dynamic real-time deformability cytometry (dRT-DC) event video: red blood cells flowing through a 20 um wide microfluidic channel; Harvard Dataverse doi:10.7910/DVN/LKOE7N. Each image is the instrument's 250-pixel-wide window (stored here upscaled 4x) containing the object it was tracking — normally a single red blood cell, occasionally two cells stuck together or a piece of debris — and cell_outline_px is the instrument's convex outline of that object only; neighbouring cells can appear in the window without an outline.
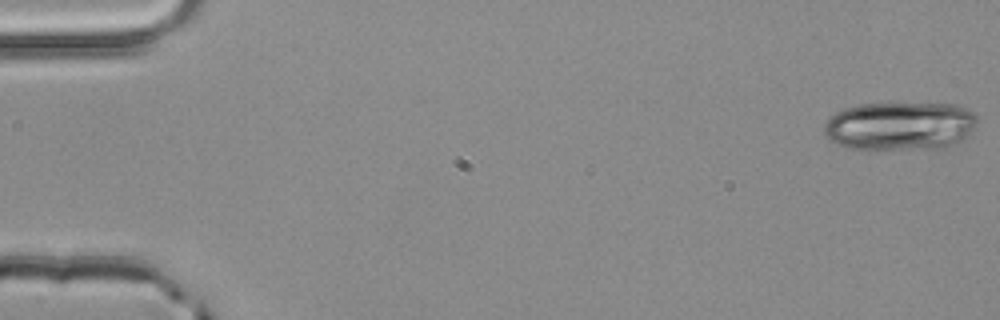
{"species": "common noctule bat (a hibernating species)", "species_latin": "Nyctalus noctula", "temperature_condition": "room temperature", "stored_images_in_passage": 20, "camera_frame_rate_fps": 3000, "um_per_image_px": 0.085, "animal": {"sex": "male", "body_mass_g": 20.4}, "frame": {"image": 1, "passage_image": 1, "time_ms": 0.0, "image_size_px": [1000, 320], "cell_outline_px": [[976, 124], [972, 132], [964, 140], [952, 144], [936, 148], [868, 152], [836, 144], [828, 140], [824, 136], [824, 124], [828, 116], [844, 108], [856, 104], [904, 100], [956, 104], [972, 112], [976, 116]], "centroid_in_image_um": [76.44, 10.68], "position_along_channel_um": 8.6, "area_um2": 45.78}}
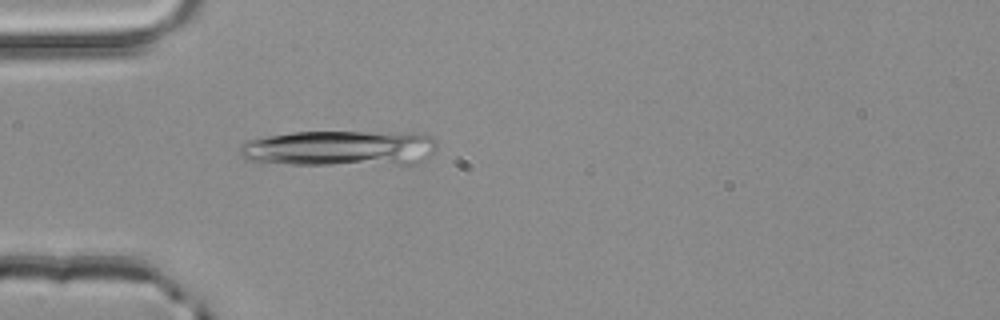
{"frame": {"image": 2, "passage_image": 16, "time_ms": 5.0, "image_size_px": [1000, 320], "cell_outline_px": [[436, 144], [432, 152], [424, 160], [416, 164], [260, 164], [244, 160], [240, 156], [240, 144], [256, 136], [292, 132], [412, 132], [432, 136], [436, 140]], "centroid_in_image_um": [28.77, 12.6], "position_along_channel_um": 56.2, "area_um2": 41.96}}